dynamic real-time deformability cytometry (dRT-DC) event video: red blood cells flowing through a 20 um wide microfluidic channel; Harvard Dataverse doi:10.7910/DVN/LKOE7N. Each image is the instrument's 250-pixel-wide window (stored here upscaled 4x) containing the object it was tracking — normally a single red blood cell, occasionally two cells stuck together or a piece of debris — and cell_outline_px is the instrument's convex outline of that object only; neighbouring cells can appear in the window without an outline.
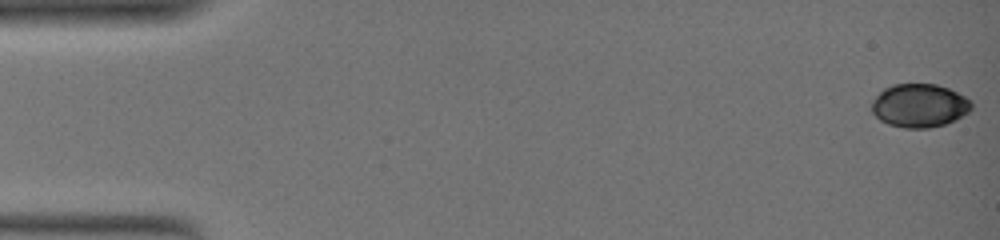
{"species": "common noctule bat (a hibernating species)", "species_latin": "Nyctalus noctula", "temperature_condition": "warm", "stored_images_in_passage": 98, "camera_frame_rate_fps": 3000, "um_per_image_px": 0.085, "animal": {"sex": "female", "body_mass_g": 19.0, "forearm_length_mm": 51.5}, "frame": {"image": 1, "passage_image": 1, "time_ms": 0.0, "image_size_px": [1000, 240], "cell_outline_px": [[972, 108], [968, 112], [956, 120], [944, 124], [928, 128], [904, 128], [888, 124], [880, 120], [872, 112], [872, 100], [884, 88], [892, 84], [936, 84], [948, 88], [972, 100]], "centroid_in_image_um": [78.15, 8.97], "position_along_channel_um": 6.8, "area_um2": 25.32}}
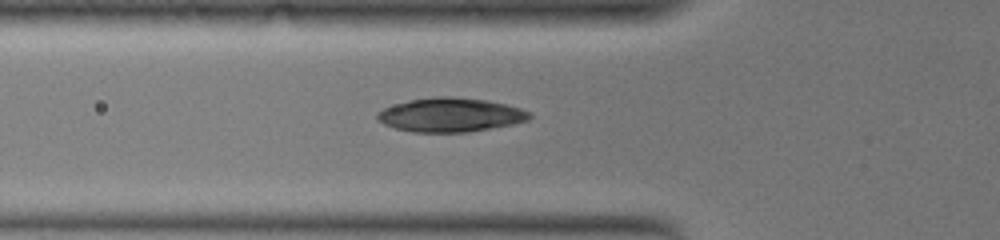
{"frame": {"image": 2, "passage_image": 38, "time_ms": 8.667, "image_size_px": [1000, 240], "cell_outline_px": [[532, 116], [528, 120], [512, 124], [468, 132], [412, 132], [396, 128], [384, 124], [376, 120], [376, 112], [384, 108], [396, 104], [412, 100], [436, 96], [452, 96], [484, 100], [504, 104], [520, 108], [532, 112]], "centroid_in_image_um": [38.28, 9.77], "position_along_channel_um": 87.5, "area_um2": 30.0}}
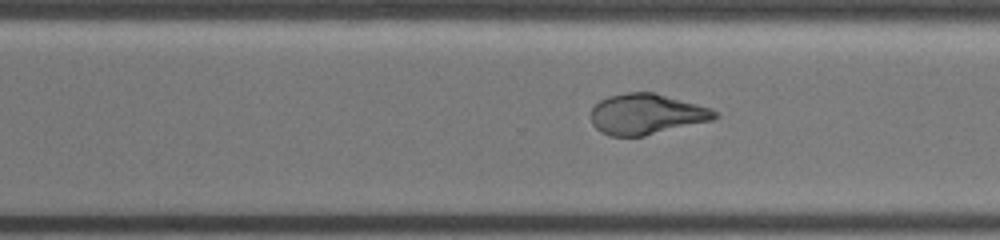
{"frame": {"image": 3, "passage_image": 70, "time_ms": 17.0, "image_size_px": [1000, 240], "cell_outline_px": [[720, 116], [712, 120], [644, 136], [608, 136], [600, 132], [592, 124], [592, 108], [600, 100], [608, 96], [628, 92], [652, 92], [712, 108], [720, 112]], "centroid_in_image_um": [54.96, 9.71], "position_along_channel_um": 315.6, "area_um2": 29.3}, "authors_computed_cell_mechanics": {"area_um2": 29.189, "velocity_mm_per_s": 2.7413, "shape_relaxation_time_tau1_ms": null, "shape_relaxation_time_tau2_ms": 2.9667, "deformation_change_tau1": null, "deformation_change_tau2": 0.0686}}